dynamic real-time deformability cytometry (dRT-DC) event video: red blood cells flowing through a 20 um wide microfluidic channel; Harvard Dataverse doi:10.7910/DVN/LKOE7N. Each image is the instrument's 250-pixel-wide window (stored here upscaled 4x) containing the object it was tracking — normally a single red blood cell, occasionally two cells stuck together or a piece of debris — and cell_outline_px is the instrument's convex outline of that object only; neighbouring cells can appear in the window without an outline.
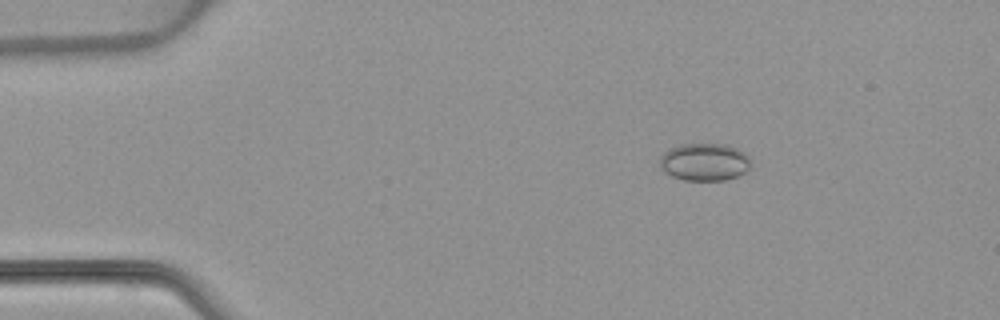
{"species": "common noctule bat (a hibernating species)", "species_latin": "Nyctalus noctula", "temperature_condition": "warm", "stored_images_in_passage": 3, "camera_frame_rate_fps": 3000, "um_per_image_px": 0.085, "animal": {"sex": "female", "body_mass_g": 22.7, "forearm_length_mm": 54.2}, "frame": {"image": 1, "passage_image": 1, "time_ms": 0.0, "image_size_px": [1000, 320], "cell_outline_px": [[748, 168], [744, 172], [736, 176], [724, 180], [684, 180], [672, 176], [664, 172], [660, 168], [660, 156], [668, 148], [680, 144], [728, 144], [744, 152], [748, 156]], "centroid_in_image_um": [59.82, 13.75], "position_along_channel_um": 25.2, "area_um2": 19.88}}
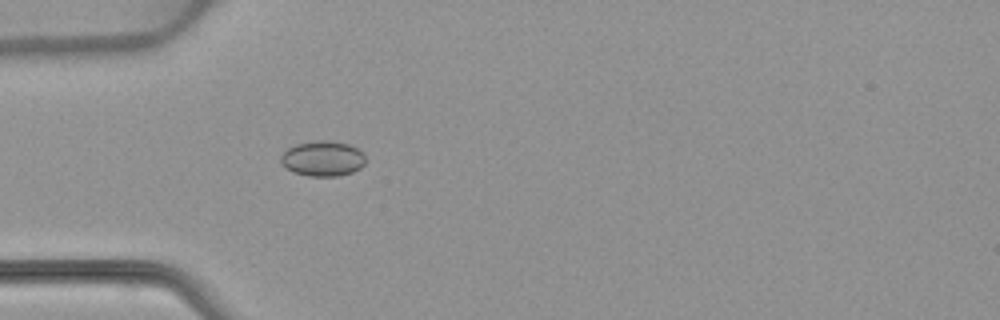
{"frame": {"image": 2, "passage_image": 3, "time_ms": 2.333, "image_size_px": [1000, 320], "cell_outline_px": [[364, 164], [360, 168], [352, 172], [336, 176], [308, 176], [292, 172], [280, 160], [280, 156], [288, 148], [296, 144], [316, 140], [324, 140], [348, 144], [356, 148], [364, 156]], "centroid_in_image_um": [27.41, 13.48], "position_along_channel_um": 57.6, "area_um2": 17.17}}